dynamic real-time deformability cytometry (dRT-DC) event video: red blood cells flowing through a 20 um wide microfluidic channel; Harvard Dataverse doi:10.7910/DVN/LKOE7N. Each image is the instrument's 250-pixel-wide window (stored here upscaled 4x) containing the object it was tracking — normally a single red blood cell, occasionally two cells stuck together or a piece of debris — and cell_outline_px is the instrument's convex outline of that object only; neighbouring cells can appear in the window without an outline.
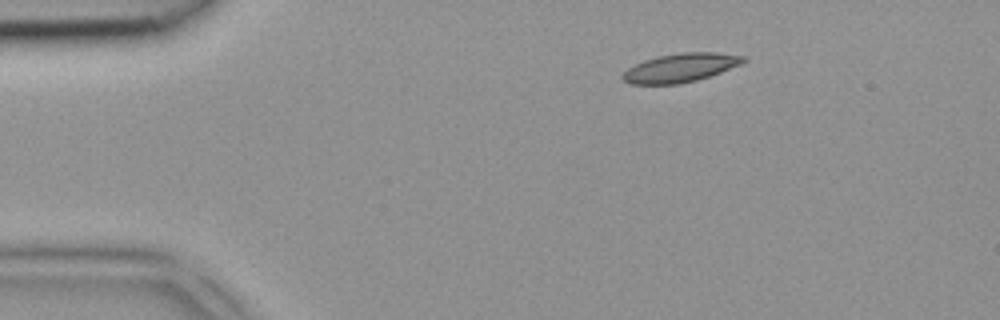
{"species": "common noctule bat (a hibernating species)", "species_latin": "Nyctalus noctula", "temperature_condition": "room temperature", "stored_images_in_passage": 4, "camera_frame_rate_fps": 3000, "um_per_image_px": 0.085, "animal": {"sex": "female", "body_mass_g": 18.4}, "frame": {"image": 1, "passage_image": 1, "time_ms": 0.0, "image_size_px": [1000, 320], "cell_outline_px": [[748, 60], [740, 64], [720, 72], [696, 80], [680, 84], [632, 84], [624, 80], [620, 76], [628, 68], [644, 60], [656, 56], [680, 52], [716, 52], [744, 56]], "centroid_in_image_um": [57.83, 5.75], "position_along_channel_um": 27.2, "area_um2": 20.11}}
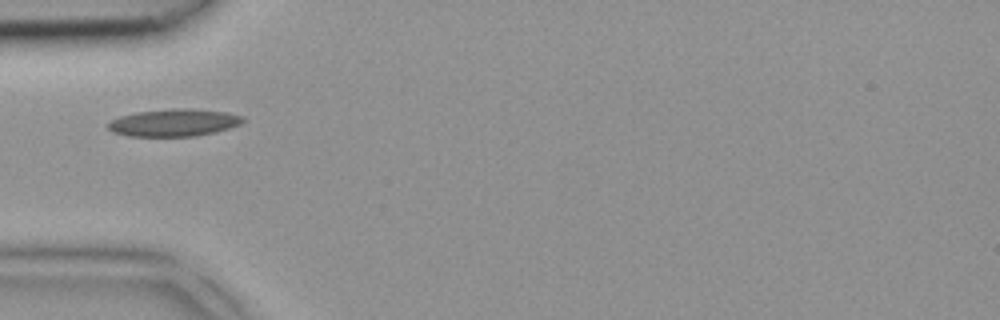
{"frame": {"image": 2, "passage_image": 3, "time_ms": 0.667, "image_size_px": [1000, 320], "cell_outline_px": [[244, 120], [240, 124], [216, 132], [196, 136], [128, 136], [112, 132], [108, 128], [108, 124], [112, 120], [120, 116], [136, 112], [172, 108], [188, 108], [228, 112], [244, 116]], "centroid_in_image_um": [14.8, 10.42], "position_along_channel_um": 70.2, "area_um2": 21.56}}